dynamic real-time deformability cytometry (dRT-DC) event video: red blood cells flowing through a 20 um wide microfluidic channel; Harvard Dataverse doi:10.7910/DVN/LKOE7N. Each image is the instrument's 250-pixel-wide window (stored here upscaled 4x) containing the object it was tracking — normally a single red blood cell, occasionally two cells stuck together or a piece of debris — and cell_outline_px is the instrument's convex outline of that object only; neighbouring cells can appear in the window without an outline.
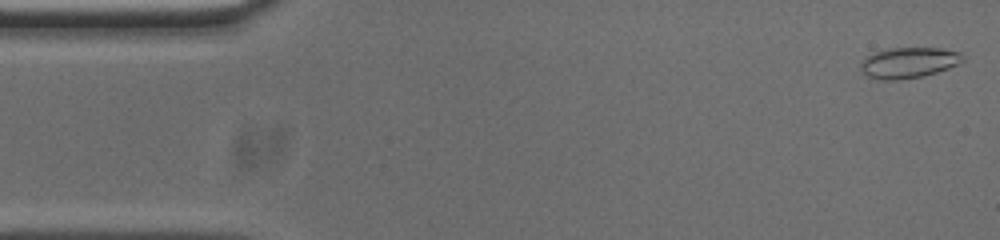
{"species": "common noctule bat (a hibernating species)", "species_latin": "Nyctalus noctula", "temperature_condition": "cold", "stored_images_in_passage": 53, "camera_frame_rate_fps": 3000, "um_per_image_px": 0.085, "animal": {"sex": "male", "body_mass_g": 20.0, "forearm_length_mm": 53.3}, "frame": {"image": 1, "passage_image": 1, "time_ms": 0.0, "image_size_px": [1000, 240], "cell_outline_px": [[964, 60], [948, 68], [924, 76], [900, 80], [880, 80], [868, 76], [860, 72], [860, 64], [864, 56], [876, 52], [892, 48], [940, 48], [960, 52], [964, 56]], "centroid_in_image_um": [77.19, 5.33], "position_along_channel_um": 7.8, "area_um2": 18.38}}
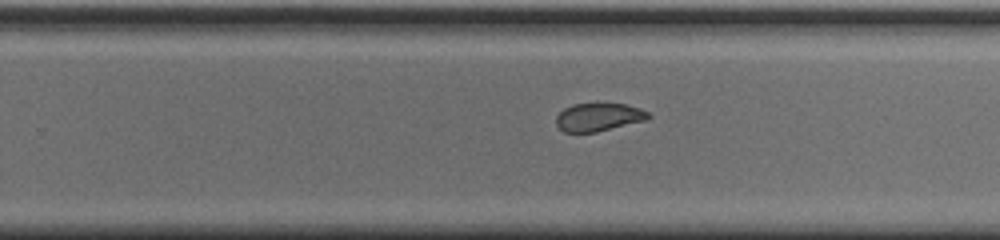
{"frame": {"image": 2, "passage_image": 32, "time_ms": 10.333, "image_size_px": [1000, 240], "cell_outline_px": [[652, 116], [644, 120], [596, 132], [564, 132], [556, 124], [556, 116], [564, 108], [572, 104], [596, 100], [624, 104], [640, 108], [648, 112]], "centroid_in_image_um": [50.85, 9.89], "position_along_channel_um": 278.9, "area_um2": 15.61}}
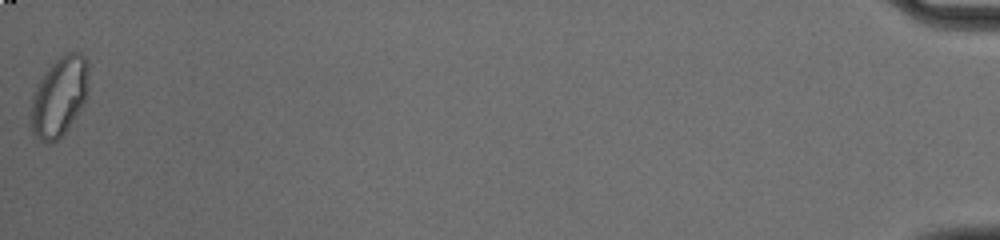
{"frame": {"image": 3, "passage_image": 53, "time_ms": 17.333, "image_size_px": [1000, 240], "cell_outline_px": [[88, 68], [84, 100], [80, 108], [64, 132], [56, 140], [40, 140], [32, 136], [28, 120], [28, 116], [32, 96], [40, 80], [52, 64], [60, 56], [68, 52], [80, 52], [88, 60]], "centroid_in_image_um": [4.97, 8.21], "position_along_channel_um": 430.2, "area_um2": 26.3}, "authors_computed_cell_mechanics": {"area_um2": 17.2244, "velocity_mm_per_s": 3.7349, "shape_relaxation_time_tau1_ms": null, "shape_relaxation_time_tau2_ms": 1.5415, "deformation_change_tau1": null, "deformation_change_tau2": 0.0656}}